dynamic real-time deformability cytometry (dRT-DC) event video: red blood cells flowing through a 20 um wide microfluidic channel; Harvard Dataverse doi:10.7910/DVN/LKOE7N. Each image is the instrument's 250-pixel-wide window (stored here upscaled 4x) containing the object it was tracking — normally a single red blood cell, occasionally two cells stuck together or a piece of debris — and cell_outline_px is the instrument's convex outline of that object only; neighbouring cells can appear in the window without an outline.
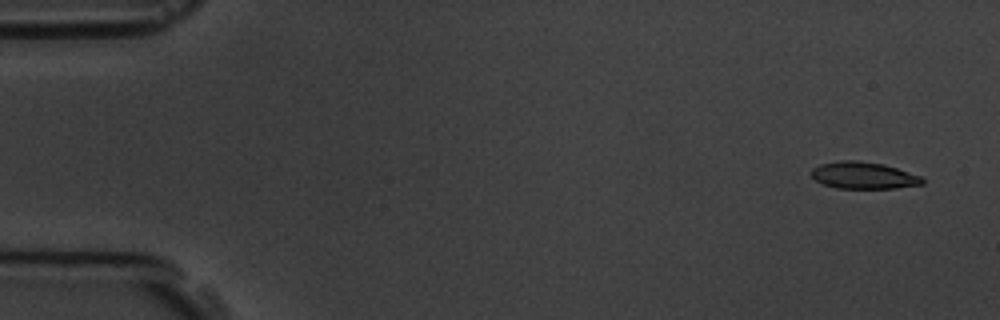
{"species": "common noctule bat (a hibernating species)", "species_latin": "Nyctalus noctula", "temperature_condition": "room temperature", "stored_images_in_passage": 5, "camera_frame_rate_fps": 3000, "um_per_image_px": 0.085, "animal": {"sex": "male", "body_mass_g": 19.5, "forearm_length_mm": 54.6}, "frame": {"image": 1, "passage_image": 1, "time_ms": 0.0, "image_size_px": [1000, 320], "cell_outline_px": [[924, 184], [896, 188], [836, 188], [824, 184], [816, 180], [812, 176], [812, 168], [820, 164], [840, 160], [856, 160], [884, 164], [924, 176]], "centroid_in_image_um": [73.45, 14.9], "position_along_channel_um": 11.5, "area_um2": 17.51}}
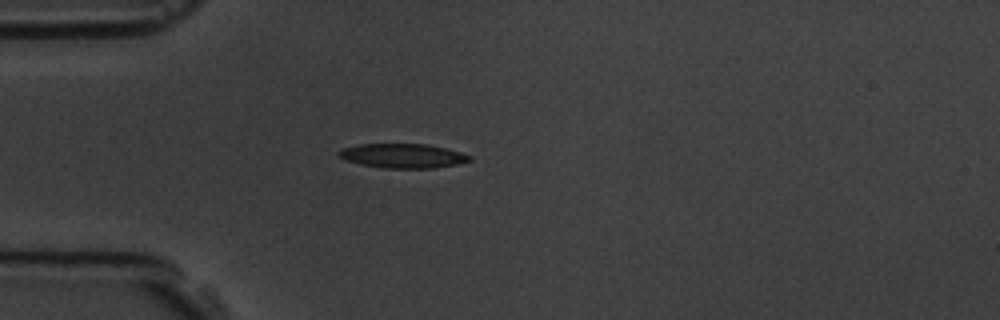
{"frame": {"image": 2, "passage_image": 4, "time_ms": 4.333, "image_size_px": [1000, 320], "cell_outline_px": [[472, 160], [456, 164], [432, 168], [380, 168], [360, 164], [344, 160], [336, 152], [340, 148], [360, 144], [428, 144], [460, 152], [472, 156]], "centroid_in_image_um": [34.19, 13.24], "position_along_channel_um": 50.8, "area_um2": 18.61}}